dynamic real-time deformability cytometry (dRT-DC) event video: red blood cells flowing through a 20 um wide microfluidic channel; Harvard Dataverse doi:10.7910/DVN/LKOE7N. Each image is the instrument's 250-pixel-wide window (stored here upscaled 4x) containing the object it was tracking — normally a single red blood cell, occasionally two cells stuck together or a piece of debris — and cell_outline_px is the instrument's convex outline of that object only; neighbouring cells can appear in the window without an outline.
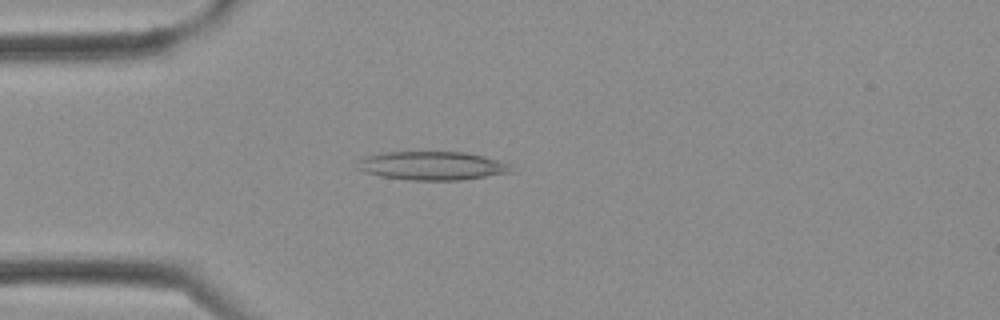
{"species": "Egyptian fruit bat (a non-hibernating species)", "species_latin": "Rousettus aegyptiacus", "temperature_condition": "cold", "stored_images_in_passage": 2, "camera_frame_rate_fps": 3000, "um_per_image_px": 0.085, "frame": {"image": 1, "passage_image": 2, "time_ms": 0.333, "image_size_px": [1000, 320], "cell_outline_px": [[516, 172], [460, 180], [408, 180], [380, 176], [364, 172], [356, 168], [360, 160], [364, 156], [380, 152], [464, 152], [484, 156], [508, 164]], "centroid_in_image_um": [36.71, 14.09], "position_along_channel_um": 48.3, "area_um2": 25.72}}